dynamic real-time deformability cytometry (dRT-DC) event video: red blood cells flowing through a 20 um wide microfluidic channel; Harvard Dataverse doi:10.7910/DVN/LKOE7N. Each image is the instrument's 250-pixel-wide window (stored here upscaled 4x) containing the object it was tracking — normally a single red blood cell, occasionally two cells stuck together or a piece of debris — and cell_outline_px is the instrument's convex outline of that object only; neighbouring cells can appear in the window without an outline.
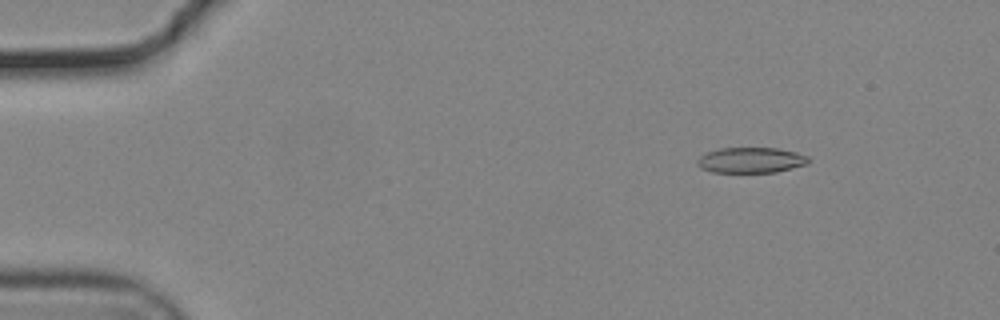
{"species": "common noctule bat (a hibernating species)", "species_latin": "Nyctalus noctula", "temperature_condition": "cold", "stored_images_in_passage": 56, "camera_frame_rate_fps": 3000, "um_per_image_px": 0.085, "animal": {"sex": "male", "body_mass_g": 19.2, "forearm_length_mm": 51.8}, "frame": {"image": 1, "passage_image": 8, "time_ms": 2.333, "image_size_px": [1000, 320], "cell_outline_px": [[808, 164], [776, 172], [712, 172], [700, 168], [700, 156], [708, 152], [720, 148], [776, 148], [796, 152], [808, 156]], "centroid_in_image_um": [63.87, 13.61], "position_along_channel_um": 21.1, "area_um2": 16.3}}
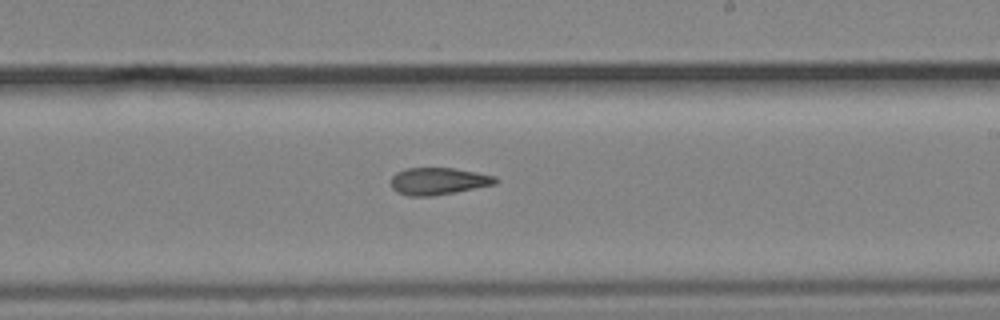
{"frame": {"image": 2, "passage_image": 34, "time_ms": 11.0, "image_size_px": [1000, 320], "cell_outline_px": [[500, 180], [496, 184], [456, 192], [432, 196], [408, 196], [396, 192], [392, 188], [392, 176], [396, 172], [404, 168], [452, 168], [476, 172], [496, 176]], "centroid_in_image_um": [37.27, 15.4], "position_along_channel_um": 251.7, "area_um2": 16.65}}
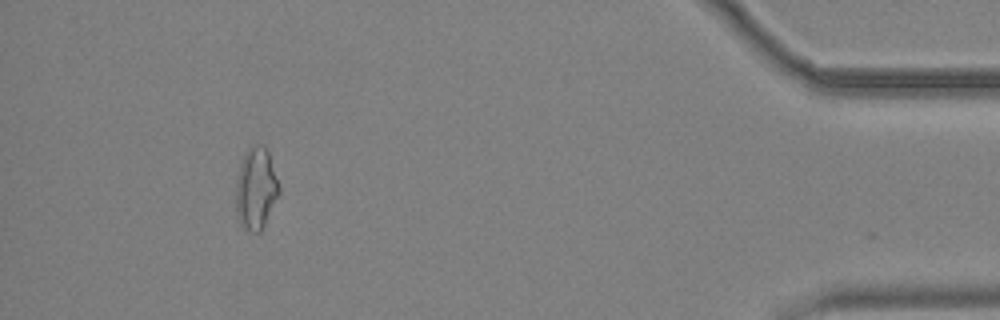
{"frame": {"image": 3, "passage_image": 52, "time_ms": 17.0, "image_size_px": [1000, 320], "cell_outline_px": [[280, 192], [260, 232], [248, 232], [240, 224], [236, 208], [236, 180], [240, 164], [248, 148], [252, 144], [264, 144], [268, 152], [280, 188]], "centroid_in_image_um": [21.75, 16.01], "position_along_channel_um": 413.5, "area_um2": 20.46}, "authors_computed_cell_mechanics": {"area_um2": 17.4556, "velocity_mm_per_s": 3.7254, "shape_relaxation_time_tau1_ms": null, "shape_relaxation_time_tau2_ms": 5.5933, "deformation_change_tau1": null, "deformation_change_tau2": 0.1449}}